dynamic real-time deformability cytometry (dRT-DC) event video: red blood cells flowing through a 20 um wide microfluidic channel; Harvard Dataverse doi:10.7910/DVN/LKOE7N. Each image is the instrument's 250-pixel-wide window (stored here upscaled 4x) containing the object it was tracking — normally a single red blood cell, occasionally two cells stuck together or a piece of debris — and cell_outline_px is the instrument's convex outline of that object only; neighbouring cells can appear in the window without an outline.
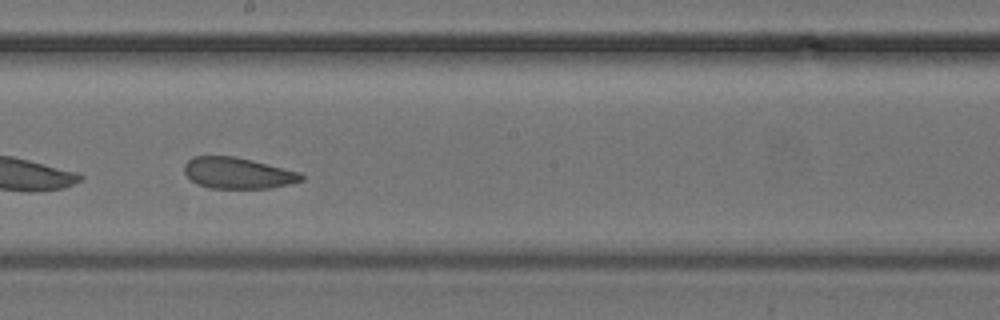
{"species": "common noctule bat (a hibernating species)", "species_latin": "Nyctalus noctula", "temperature_condition": "cold", "stored_images_in_passage": 29, "camera_frame_rate_fps": 3000, "um_per_image_px": 0.085, "animal": {"sex": "female", "body_mass_g": 24.6, "forearm_length_mm": 56.2}, "frame": {"image": 1, "passage_image": 25, "time_ms": 8.0, "image_size_px": [1000, 320], "cell_outline_px": [[304, 180], [288, 184], [268, 188], [212, 188], [196, 184], [184, 172], [184, 164], [192, 156], [232, 156], [252, 160], [300, 172], [304, 176]], "centroid_in_image_um": [20.2, 14.71], "position_along_channel_um": 228.0, "area_um2": 21.15}}